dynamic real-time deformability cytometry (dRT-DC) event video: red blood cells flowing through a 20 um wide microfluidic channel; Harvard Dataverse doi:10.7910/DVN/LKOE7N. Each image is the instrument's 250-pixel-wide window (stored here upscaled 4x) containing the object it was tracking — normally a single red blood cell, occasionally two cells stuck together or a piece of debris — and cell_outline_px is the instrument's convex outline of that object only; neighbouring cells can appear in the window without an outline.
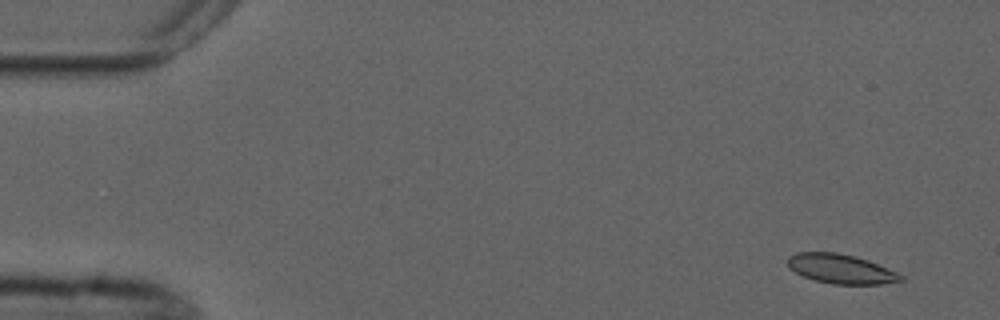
{"species": "common noctule bat (a hibernating species)", "species_latin": "Nyctalus noctula", "temperature_condition": "cold", "stored_images_in_passage": 6, "camera_frame_rate_fps": 3000, "um_per_image_px": 0.085, "animal": {"sex": "male", "forearm_length_mm": 52.5}, "frame": {"image": 1, "passage_image": 2, "time_ms": 1.0, "image_size_px": [1000, 320], "cell_outline_px": [[904, 280], [880, 284], [832, 284], [816, 280], [804, 276], [788, 268], [788, 256], [796, 252], [836, 252], [856, 256], [868, 260], [896, 272], [904, 276]], "centroid_in_image_um": [71.46, 22.84], "position_along_channel_um": 13.5, "area_um2": 19.31}}
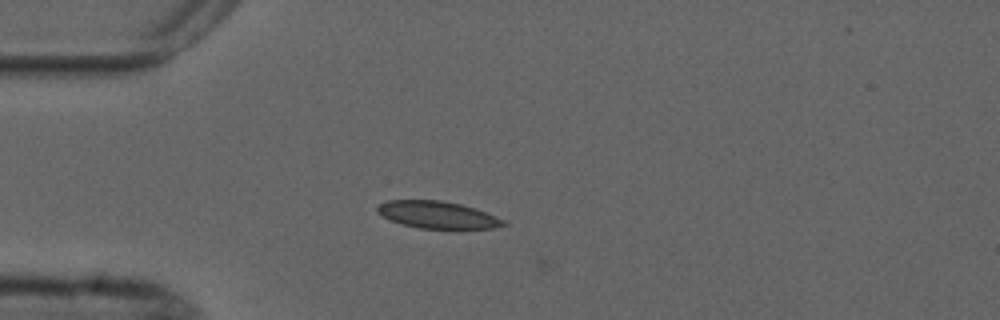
{"frame": {"image": 2, "passage_image": 5, "time_ms": 4.667, "image_size_px": [1000, 320], "cell_outline_px": [[508, 224], [492, 228], [456, 232], [452, 232], [420, 228], [404, 224], [392, 220], [376, 212], [376, 208], [380, 204], [388, 200], [440, 200], [460, 204], [484, 212], [504, 220]], "centroid_in_image_um": [37.24, 18.32], "position_along_channel_um": 47.8, "area_um2": 20.52}}